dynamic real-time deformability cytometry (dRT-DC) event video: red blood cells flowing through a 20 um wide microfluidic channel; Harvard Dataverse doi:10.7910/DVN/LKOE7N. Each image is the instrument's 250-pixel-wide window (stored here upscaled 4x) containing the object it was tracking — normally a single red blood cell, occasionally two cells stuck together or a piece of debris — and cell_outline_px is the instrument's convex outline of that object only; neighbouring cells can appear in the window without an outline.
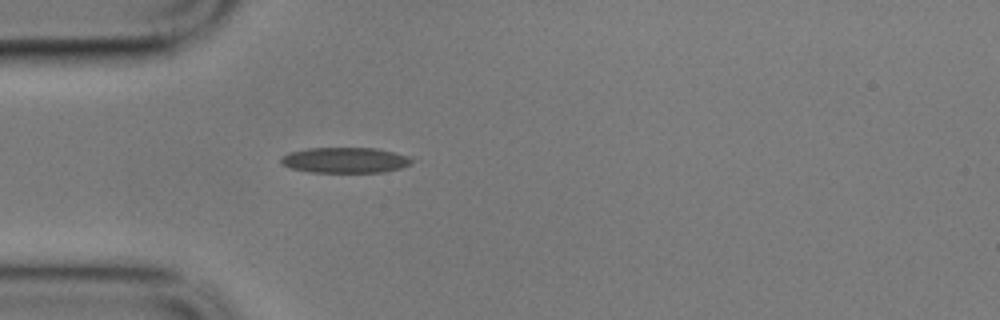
{"species": "common noctule bat (a hibernating species)", "species_latin": "Nyctalus noctula", "temperature_condition": "cold", "stored_images_in_passage": 1, "camera_frame_rate_fps": 3000, "um_per_image_px": 0.085, "animal": {"sex": "male", "body_mass_g": 17.9}, "frame": {"image": 1, "passage_image": 1, "time_ms": 0.0, "image_size_px": [1000, 320], "cell_outline_px": [[412, 160], [408, 164], [400, 168], [384, 172], [312, 172], [292, 168], [280, 164], [280, 160], [288, 152], [308, 148], [376, 148], [408, 156]], "centroid_in_image_um": [29.29, 13.61], "position_along_channel_um": 55.7, "area_um2": 19.25}}